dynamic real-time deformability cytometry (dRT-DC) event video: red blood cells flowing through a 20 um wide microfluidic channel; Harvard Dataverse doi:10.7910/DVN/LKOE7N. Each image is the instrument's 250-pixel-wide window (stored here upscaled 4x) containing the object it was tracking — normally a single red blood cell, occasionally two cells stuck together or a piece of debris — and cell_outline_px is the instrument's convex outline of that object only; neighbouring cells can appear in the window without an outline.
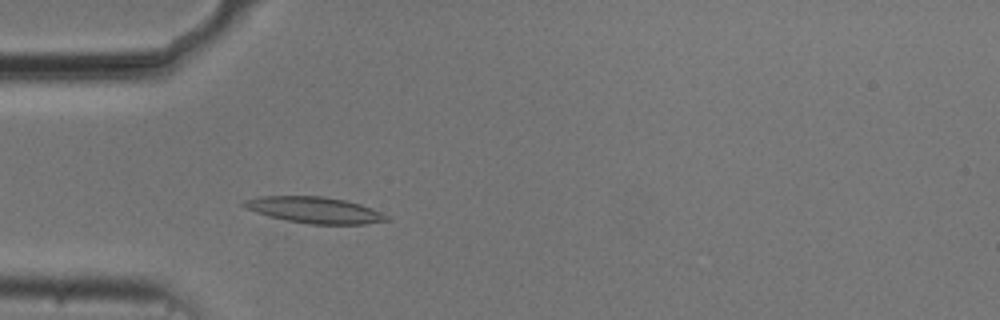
{"species": "common noctule bat (a hibernating species)", "species_latin": "Nyctalus noctula", "temperature_condition": "cold", "stored_images_in_passage": 35, "camera_frame_rate_fps": 3000, "um_per_image_px": 0.085, "animal": {"sex": "male", "body_mass_g": 20.5, "forearm_length_mm": 52.5}, "frame": {"image": 1, "passage_image": 4, "time_ms": 1.0, "image_size_px": [1000, 320], "cell_outline_px": [[392, 220], [364, 224], [308, 224], [268, 216], [244, 208], [240, 204], [244, 200], [260, 196], [324, 196], [344, 200], [360, 204], [372, 208], [388, 216]], "centroid_in_image_um": [26.73, 17.85], "position_along_channel_um": 58.3, "area_um2": 21.85}}
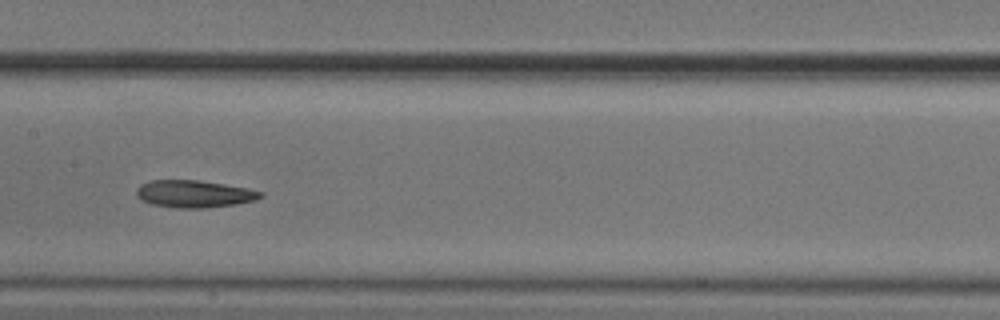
{"frame": {"image": 2, "passage_image": 15, "time_ms": 4.667, "image_size_px": [1000, 320], "cell_outline_px": [[264, 196], [256, 200], [236, 204], [204, 208], [176, 208], [152, 204], [140, 200], [136, 196], [136, 188], [140, 184], [148, 180], [200, 180], [248, 188], [264, 192]], "centroid_in_image_um": [16.49, 16.47], "position_along_channel_um": 190.9, "area_um2": 20.0}}
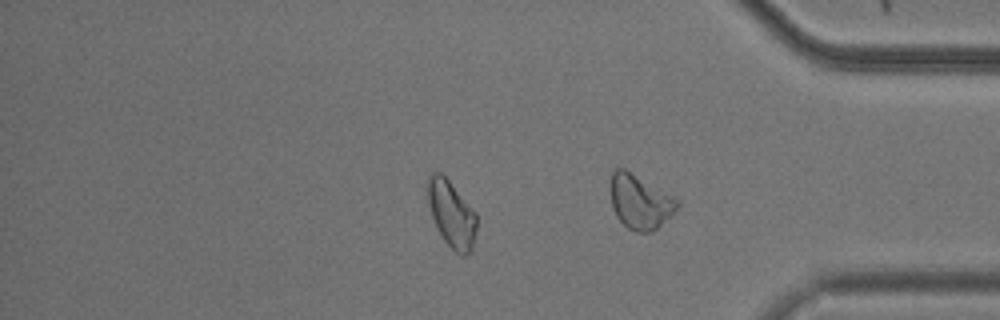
{"frame": {"image": 3, "passage_image": 31, "time_ms": 10.0, "image_size_px": [1000, 320], "cell_outline_px": [[476, 228], [472, 248], [464, 256], [460, 256], [444, 240], [432, 216], [428, 204], [428, 176], [432, 172], [440, 172], [448, 180], [476, 212]], "centroid_in_image_um": [38.38, 18.18], "position_along_channel_um": 396.8, "area_um2": 18.55}, "authors_computed_cell_mechanics": {"area_um2": 19.7098, "velocity_mm_per_s": 3.7044, "shape_relaxation_time_tau1_ms": 5.1621, "shape_relaxation_time_tau2_ms": 7.2653, "deformation_change_tau1": 0.1393, "deformation_change_tau2": 0.1726}}